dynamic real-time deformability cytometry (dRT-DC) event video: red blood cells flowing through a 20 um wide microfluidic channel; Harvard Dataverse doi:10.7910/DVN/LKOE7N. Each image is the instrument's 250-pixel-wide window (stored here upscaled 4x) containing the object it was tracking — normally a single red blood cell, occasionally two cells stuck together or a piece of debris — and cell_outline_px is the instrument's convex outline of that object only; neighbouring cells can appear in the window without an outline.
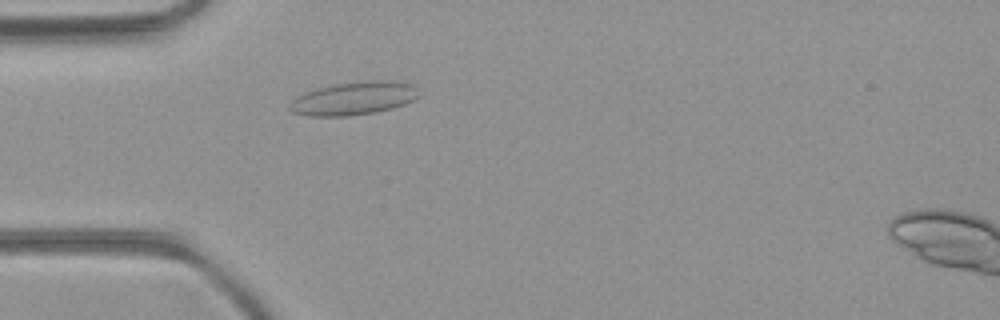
{"species": "common noctule bat (a hibernating species)", "species_latin": "Nyctalus noctula", "temperature_condition": "room temperature", "stored_images_in_passage": 40, "camera_frame_rate_fps": 3000, "um_per_image_px": 0.085, "animal": {"sex": "female", "body_mass_g": 21.9}, "frame": {"image": 1, "passage_image": 3, "time_ms": 0.667, "image_size_px": [1000, 320], "cell_outline_px": [[420, 96], [404, 104], [392, 108], [376, 112], [348, 116], [308, 116], [292, 112], [288, 108], [288, 104], [296, 96], [304, 92], [316, 88], [336, 84], [364, 80], [396, 80], [412, 84], [420, 92]], "centroid_in_image_um": [30.07, 8.35], "position_along_channel_um": 54.9, "area_um2": 25.32}}
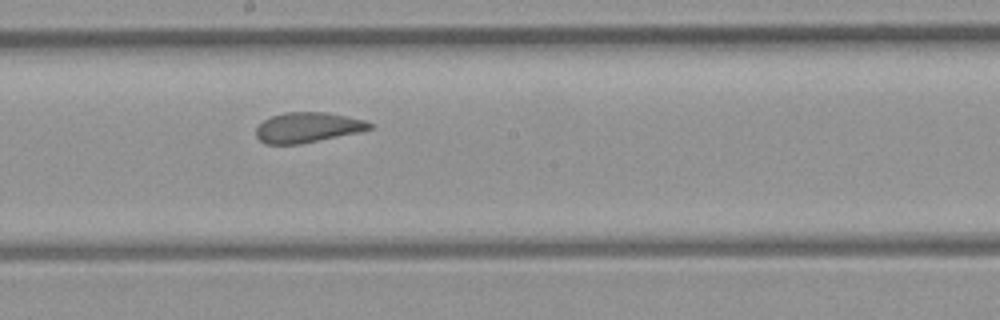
{"frame": {"image": 2, "passage_image": 16, "time_ms": 5.0, "image_size_px": [1000, 320], "cell_outline_px": [[372, 128], [360, 132], [300, 144], [264, 144], [256, 136], [256, 128], [264, 120], [272, 116], [284, 112], [324, 112], [364, 120], [372, 124]], "centroid_in_image_um": [26.13, 10.84], "position_along_channel_um": 222.1, "area_um2": 19.83}}
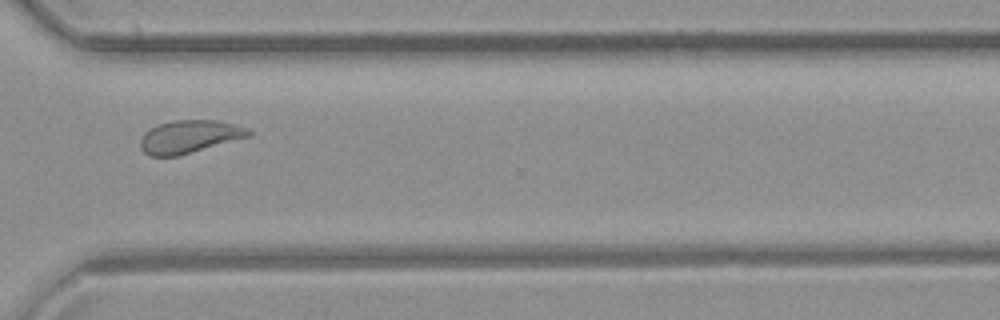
{"frame": {"image": 3, "passage_image": 26, "time_ms": 8.333, "image_size_px": [1000, 320], "cell_outline_px": [[252, 136], [176, 156], [148, 156], [140, 148], [140, 140], [144, 132], [160, 124], [176, 120], [216, 120], [236, 124], [248, 128], [252, 132]], "centroid_in_image_um": [16.12, 11.61], "position_along_channel_um": 354.5, "area_um2": 20.69}, "authors_computed_cell_mechanics": {"area_um2": 20.9236, "velocity_mm_per_s": 3.9806, "shape_relaxation_time_tau1_ms": null, "shape_relaxation_time_tau2_ms": 1.4627, "deformation_change_tau1": null, "deformation_change_tau2": 0.0778}}